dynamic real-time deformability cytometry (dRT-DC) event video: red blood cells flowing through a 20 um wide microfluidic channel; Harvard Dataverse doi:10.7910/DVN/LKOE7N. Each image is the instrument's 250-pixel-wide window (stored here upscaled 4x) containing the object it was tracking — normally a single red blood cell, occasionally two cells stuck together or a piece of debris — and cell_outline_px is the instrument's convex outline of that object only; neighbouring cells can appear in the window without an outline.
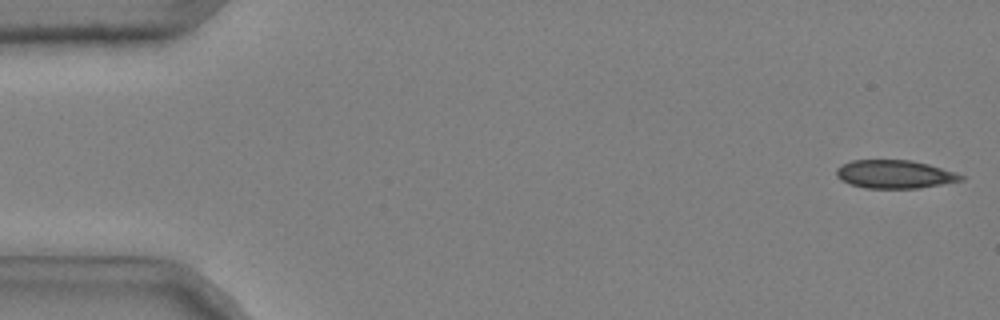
{"species": "common noctule bat (a hibernating species)", "species_latin": "Nyctalus noctula", "temperature_condition": "cold", "stored_images_in_passage": 51, "camera_frame_rate_fps": 3000, "um_per_image_px": 0.085, "animal": {"sex": "male", "body_mass_g": 20.4}, "frame": {"image": 1, "passage_image": 1, "time_ms": 0.0, "image_size_px": [1000, 320], "cell_outline_px": [[964, 180], [920, 188], [864, 188], [840, 180], [836, 176], [836, 168], [852, 160], [912, 160], [928, 164], [956, 172], [964, 176]], "centroid_in_image_um": [76.06, 14.81], "position_along_channel_um": 8.9, "area_um2": 20.52}}
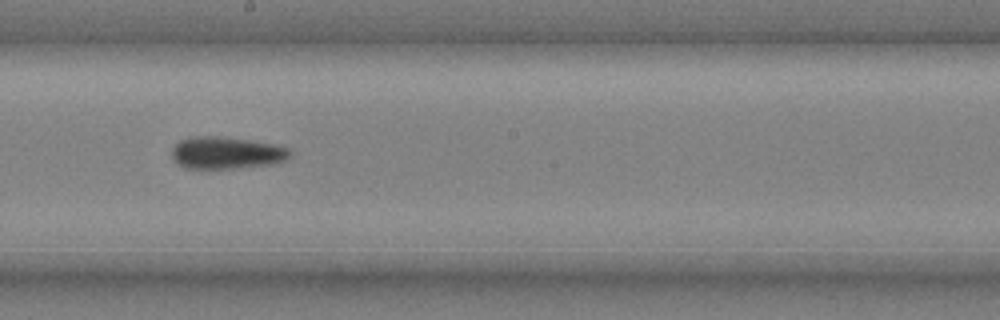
{"frame": {"image": 2, "passage_image": 29, "time_ms": 9.333, "image_size_px": [1000, 320], "cell_outline_px": [[292, 156], [288, 160], [272, 164], [232, 168], [184, 168], [172, 160], [172, 148], [180, 140], [192, 136], [216, 136], [248, 140], [276, 144], [288, 148], [292, 152]], "centroid_in_image_um": [19.26, 12.99], "position_along_channel_um": 228.9, "area_um2": 22.25}}
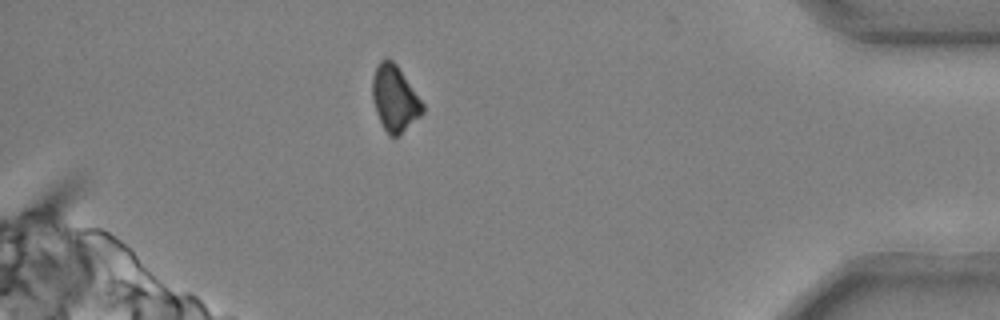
{"frame": {"image": 3, "passage_image": 46, "time_ms": 15.0, "image_size_px": [1000, 320], "cell_outline_px": [[424, 112], [400, 136], [388, 136], [376, 112], [372, 100], [372, 80], [376, 64], [384, 56], [392, 60], [396, 64], [424, 104]], "centroid_in_image_um": [33.54, 8.36], "position_along_channel_um": 401.7, "area_um2": 19.42}, "authors_computed_cell_mechanics": {"area_um2": 21.4438, "velocity_mm_per_s": 3.7226, "shape_relaxation_time_tau1_ms": 3.5975, "shape_relaxation_time_tau2_ms": null, "deformation_change_tau1": 0.0793, "deformation_change_tau2": null}}